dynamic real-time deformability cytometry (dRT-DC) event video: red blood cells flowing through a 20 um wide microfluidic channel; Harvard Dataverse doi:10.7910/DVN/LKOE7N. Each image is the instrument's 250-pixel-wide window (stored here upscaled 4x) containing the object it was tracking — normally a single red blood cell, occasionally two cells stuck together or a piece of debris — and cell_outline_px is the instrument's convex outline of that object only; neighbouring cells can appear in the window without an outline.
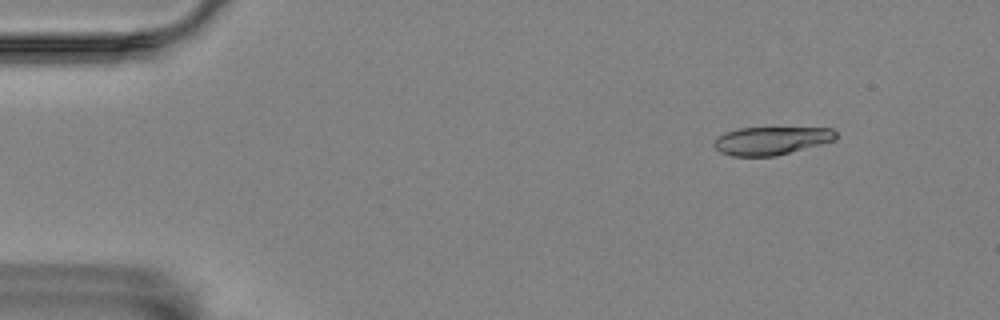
{"species": "Egyptian fruit bat (a non-hibernating species)", "species_latin": "Rousettus aegyptiacus", "temperature_condition": "room temperature", "stored_images_in_passage": 5, "camera_frame_rate_fps": 3000, "um_per_image_px": 0.085, "animal": {"sex": "female"}, "frame": {"image": 1, "passage_image": 2, "time_ms": 1.333, "image_size_px": [1000, 320], "cell_outline_px": [[836, 140], [776, 156], [732, 156], [720, 152], [712, 144], [716, 136], [724, 132], [736, 128], [832, 128], [836, 132]], "centroid_in_image_um": [65.51, 11.95], "position_along_channel_um": 19.5, "area_um2": 20.06}}
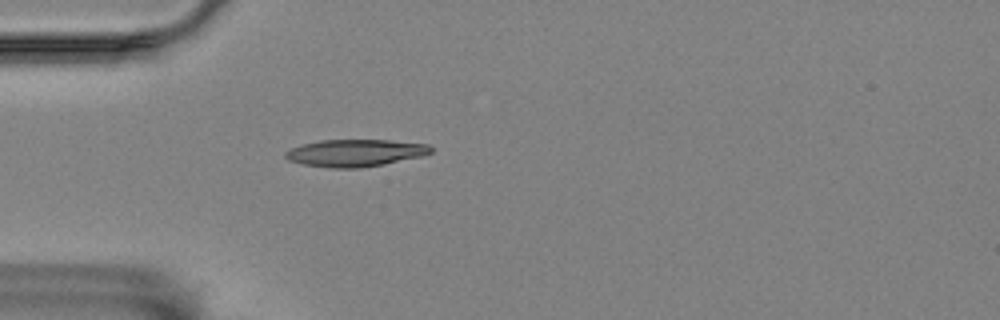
{"frame": {"image": 2, "passage_image": 5, "time_ms": 4.667, "image_size_px": [1000, 320], "cell_outline_px": [[432, 152], [420, 156], [384, 164], [360, 168], [332, 168], [304, 164], [288, 160], [284, 156], [284, 152], [292, 148], [304, 144], [320, 140], [388, 140], [428, 144], [432, 148]], "centroid_in_image_um": [30.18, 13.0], "position_along_channel_um": 54.8, "area_um2": 22.83}}